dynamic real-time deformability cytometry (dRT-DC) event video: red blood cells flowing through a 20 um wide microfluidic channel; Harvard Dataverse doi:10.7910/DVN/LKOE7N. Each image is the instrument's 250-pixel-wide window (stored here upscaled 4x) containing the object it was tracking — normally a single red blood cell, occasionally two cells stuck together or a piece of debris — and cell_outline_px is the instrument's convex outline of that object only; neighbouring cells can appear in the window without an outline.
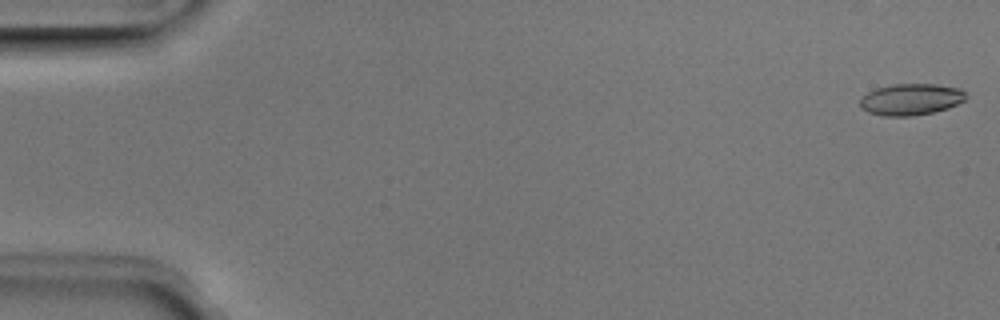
{"species": "Egyptian fruit bat (a non-hibernating species)", "species_latin": "Rousettus aegyptiacus", "temperature_condition": "room temperature", "stored_images_in_passage": 51, "camera_frame_rate_fps": 3000, "um_per_image_px": 0.085, "animal": {"sex": "male"}, "frame": {"image": 1, "passage_image": 1, "time_ms": 0.0, "image_size_px": [1000, 320], "cell_outline_px": [[964, 100], [948, 108], [932, 112], [912, 116], [884, 116], [868, 112], [860, 108], [860, 100], [868, 92], [876, 88], [892, 84], [936, 84], [960, 88], [964, 92]], "centroid_in_image_um": [77.4, 8.44], "position_along_channel_um": 7.6, "area_um2": 19.31}}
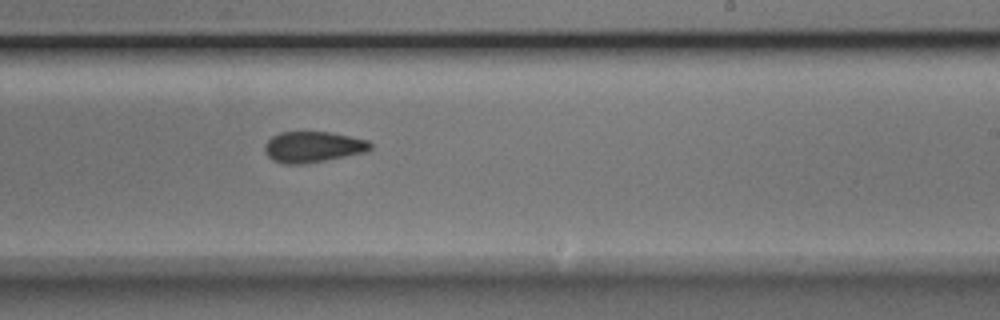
{"frame": {"image": 2, "passage_image": 31, "time_ms": 10.0, "image_size_px": [1000, 320], "cell_outline_px": [[372, 148], [364, 152], [304, 164], [284, 164], [272, 160], [264, 152], [264, 144], [272, 136], [280, 132], [328, 132], [368, 140], [372, 144]], "centroid_in_image_um": [26.55, 12.49], "position_along_channel_um": 262.4, "area_um2": 18.9}}
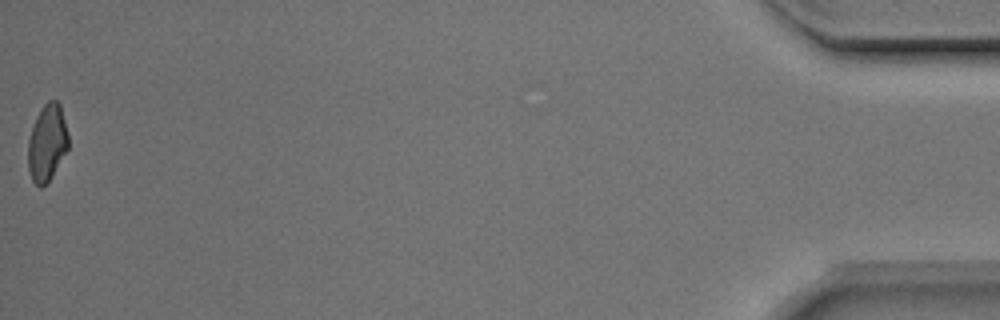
{"frame": {"image": 3, "passage_image": 51, "time_ms": 16.667, "image_size_px": [1000, 320], "cell_outline_px": [[68, 148], [52, 176], [40, 188], [32, 180], [28, 168], [28, 140], [36, 116], [40, 108], [48, 100], [56, 100], [60, 104], [68, 132]], "centroid_in_image_um": [4.0, 12.11], "position_along_channel_um": 431.2, "area_um2": 17.98}, "authors_computed_cell_mechanics": {"area_um2": 19.3052, "velocity_mm_per_s": 3.9972, "shape_relaxation_time_tau1_ms": 4.7167, "shape_relaxation_time_tau2_ms": 2.4508, "deformation_change_tau1": 0.1088, "deformation_change_tau2": 0.0887}}